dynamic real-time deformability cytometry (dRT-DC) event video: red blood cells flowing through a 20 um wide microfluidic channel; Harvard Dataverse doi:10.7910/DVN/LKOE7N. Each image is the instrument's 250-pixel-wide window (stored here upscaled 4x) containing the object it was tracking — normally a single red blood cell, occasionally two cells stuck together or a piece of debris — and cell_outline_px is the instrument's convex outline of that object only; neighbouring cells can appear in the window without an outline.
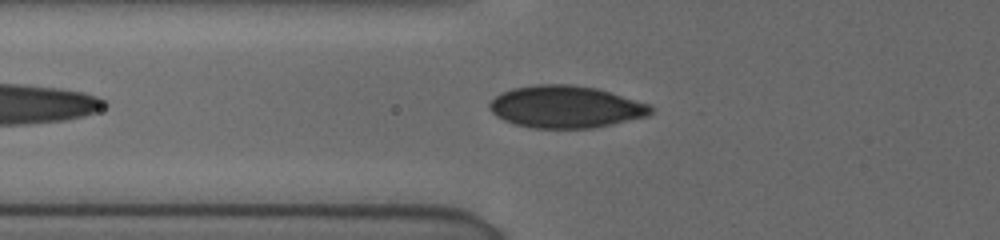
{"species": "human", "species_latin": "Homo sapiens", "temperature_condition": "cold", "stored_images_in_passage": 11, "camera_frame_rate_fps": 3000, "um_per_image_px": 0.085, "donor": {"sex": "female"}, "frame": {"image": 1, "passage_image": 5, "time_ms": 1.667, "image_size_px": [1000, 240], "cell_outline_px": [[652, 112], [648, 116], [612, 124], [592, 128], [532, 128], [516, 124], [504, 120], [496, 116], [488, 108], [488, 104], [500, 92], [512, 88], [536, 84], [572, 84], [596, 88], [648, 104], [652, 108]], "centroid_in_image_um": [48.04, 9.08], "position_along_channel_um": 77.8, "area_um2": 39.54}}
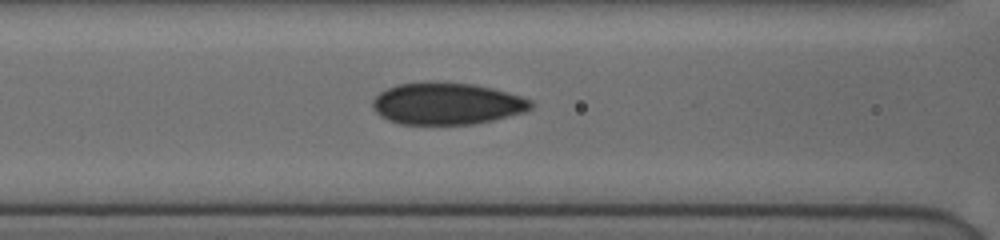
{"frame": {"image": 2, "passage_image": 7, "time_ms": 3.0, "image_size_px": [1000, 240], "cell_outline_px": [[532, 108], [524, 112], [492, 120], [472, 124], [400, 124], [388, 120], [380, 116], [372, 108], [372, 100], [380, 92], [396, 84], [428, 80], [432, 80], [476, 84], [492, 88], [520, 96], [532, 100]], "centroid_in_image_um": [37.94, 8.78], "position_along_channel_um": 128.7, "area_um2": 39.07}}
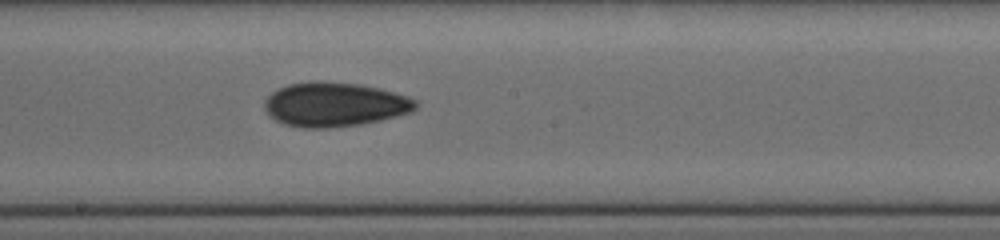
{"frame": {"image": 3, "passage_image": 11, "time_ms": 5.333, "image_size_px": [1000, 240], "cell_outline_px": [[420, 104], [412, 112], [380, 120], [360, 124], [328, 128], [304, 128], [284, 124], [276, 120], [264, 108], [264, 100], [272, 92], [288, 84], [312, 80], [320, 80], [360, 84], [380, 88], [408, 96], [416, 100]], "centroid_in_image_um": [28.46, 8.86], "position_along_channel_um": 219.7, "area_um2": 39.25}}